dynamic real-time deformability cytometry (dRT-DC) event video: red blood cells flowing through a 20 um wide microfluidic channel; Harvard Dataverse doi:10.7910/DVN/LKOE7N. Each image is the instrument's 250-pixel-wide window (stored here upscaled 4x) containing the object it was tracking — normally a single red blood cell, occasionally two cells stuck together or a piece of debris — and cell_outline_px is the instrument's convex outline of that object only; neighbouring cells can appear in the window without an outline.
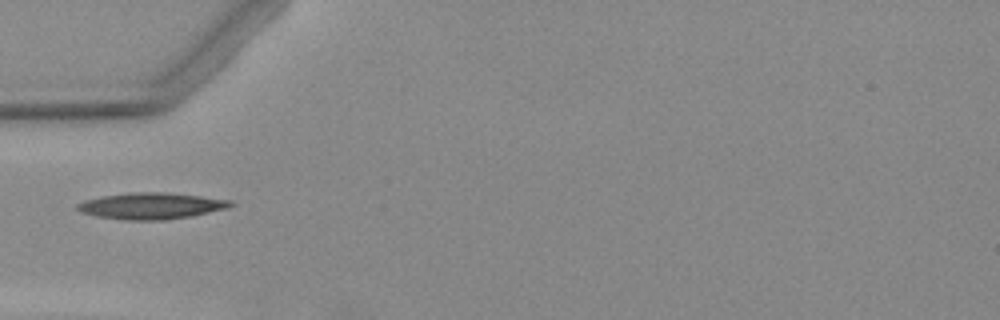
{"species": "Egyptian fruit bat (a non-hibernating species)", "species_latin": "Rousettus aegyptiacus", "temperature_condition": "warm", "stored_images_in_passage": 2, "camera_frame_rate_fps": 3000, "um_per_image_px": 0.085, "animal": {"sex": "female"}, "frame": {"image": 1, "passage_image": 1, "time_ms": 0.0, "image_size_px": [1000, 320], "cell_outline_px": [[236, 204], [228, 208], [188, 216], [160, 220], [128, 220], [96, 216], [84, 212], [76, 208], [76, 204], [84, 200], [100, 196], [132, 192], [164, 192], [200, 196], [232, 200]], "centroid_in_image_um": [12.85, 17.48], "position_along_channel_um": 72.1, "area_um2": 23.35}}
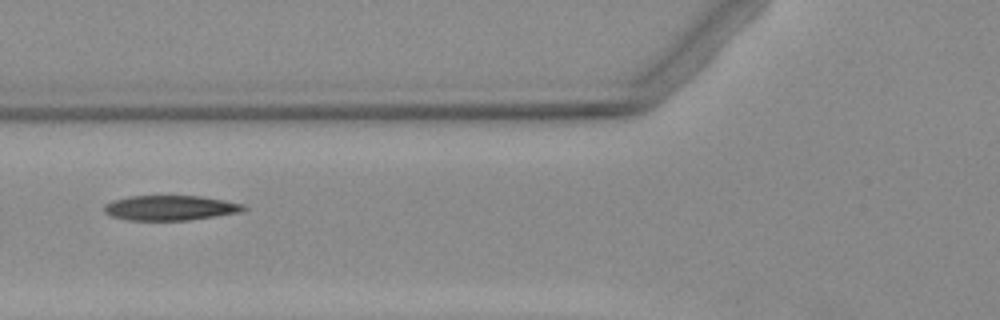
{"frame": {"image": 2, "passage_image": 2, "time_ms": 1.0, "image_size_px": [1000, 320], "cell_outline_px": [[248, 208], [240, 212], [216, 216], [188, 220], [128, 220], [112, 216], [104, 212], [104, 204], [128, 196], [200, 196], [224, 200], [244, 204]], "centroid_in_image_um": [14.49, 17.67], "position_along_channel_um": 111.3, "area_um2": 20.17}}